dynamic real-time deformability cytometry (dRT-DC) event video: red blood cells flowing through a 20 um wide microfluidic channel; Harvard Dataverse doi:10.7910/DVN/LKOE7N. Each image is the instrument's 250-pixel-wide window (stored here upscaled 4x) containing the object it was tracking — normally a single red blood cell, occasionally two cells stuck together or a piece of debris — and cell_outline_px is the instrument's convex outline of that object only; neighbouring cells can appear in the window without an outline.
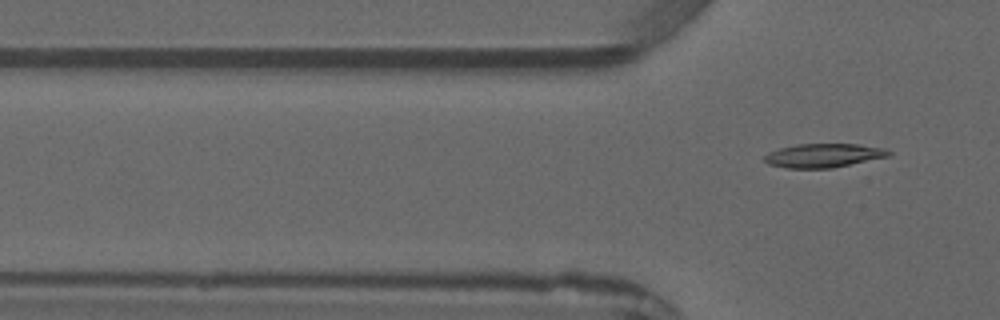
{"species": "common noctule bat (a hibernating species)", "species_latin": "Nyctalus noctula", "temperature_condition": "warm", "stored_images_in_passage": 4, "camera_frame_rate_fps": 3000, "um_per_image_px": 0.085, "animal": {"sex": "male", "forearm_length_mm": 52.5}, "frame": {"image": 1, "passage_image": 4, "time_ms": 4.0, "image_size_px": [1000, 320], "cell_outline_px": [[892, 152], [888, 156], [832, 168], [788, 168], [768, 164], [764, 160], [764, 156], [768, 152], [780, 148], [796, 144], [856, 144], [884, 148]], "centroid_in_image_um": [69.97, 13.21], "position_along_channel_um": 55.8, "area_um2": 17.11}}